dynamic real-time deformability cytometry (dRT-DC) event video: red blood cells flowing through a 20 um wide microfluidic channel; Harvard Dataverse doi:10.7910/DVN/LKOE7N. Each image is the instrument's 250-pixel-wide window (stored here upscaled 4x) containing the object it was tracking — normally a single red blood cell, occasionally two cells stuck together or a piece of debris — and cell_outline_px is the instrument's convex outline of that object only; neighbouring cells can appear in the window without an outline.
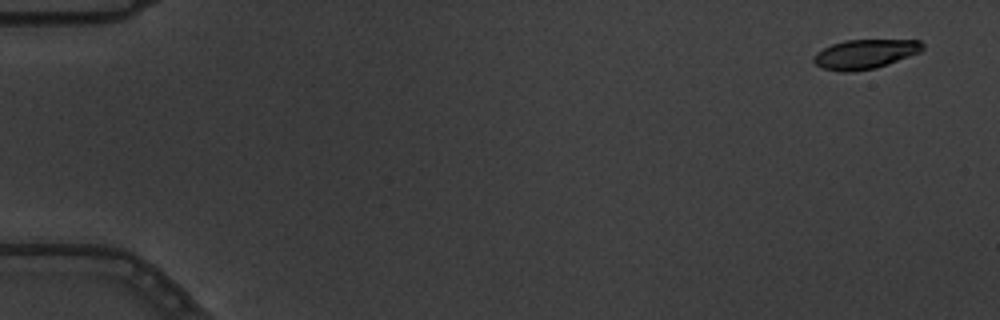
{"species": "common noctule bat (a hibernating species)", "species_latin": "Nyctalus noctula", "temperature_condition": "warm", "stored_images_in_passage": 4, "camera_frame_rate_fps": 3000, "um_per_image_px": 0.085, "animal": {"sex": "male", "body_mass_g": 19.5, "forearm_length_mm": 54.6}, "frame": {"image": 1, "passage_image": 1, "time_ms": 0.0, "image_size_px": [1000, 320], "cell_outline_px": [[924, 48], [920, 52], [888, 64], [876, 68], [852, 72], [840, 72], [824, 68], [816, 64], [812, 60], [812, 56], [816, 52], [832, 44], [844, 40], [920, 40], [924, 44]], "centroid_in_image_um": [73.52, 4.6], "position_along_channel_um": 11.5, "area_um2": 18.73}}
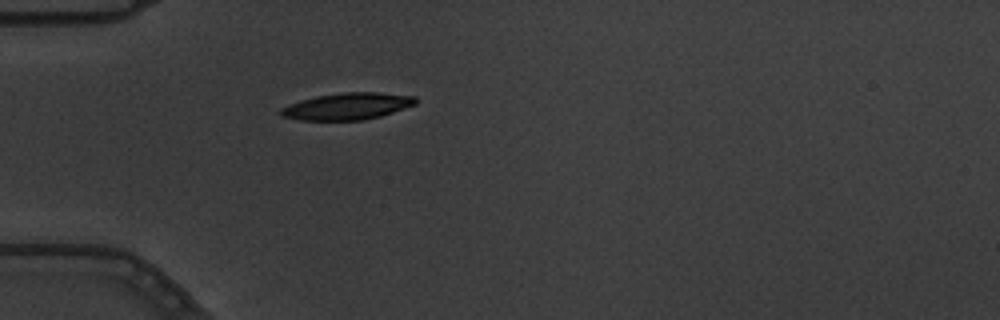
{"frame": {"image": 2, "passage_image": 4, "time_ms": 1.0, "image_size_px": [1000, 320], "cell_outline_px": [[416, 104], [380, 116], [364, 120], [300, 120], [280, 116], [280, 108], [288, 104], [300, 100], [316, 96], [344, 92], [376, 92], [416, 96]], "centroid_in_image_um": [29.49, 9.03], "position_along_channel_um": 55.5, "area_um2": 21.04}}